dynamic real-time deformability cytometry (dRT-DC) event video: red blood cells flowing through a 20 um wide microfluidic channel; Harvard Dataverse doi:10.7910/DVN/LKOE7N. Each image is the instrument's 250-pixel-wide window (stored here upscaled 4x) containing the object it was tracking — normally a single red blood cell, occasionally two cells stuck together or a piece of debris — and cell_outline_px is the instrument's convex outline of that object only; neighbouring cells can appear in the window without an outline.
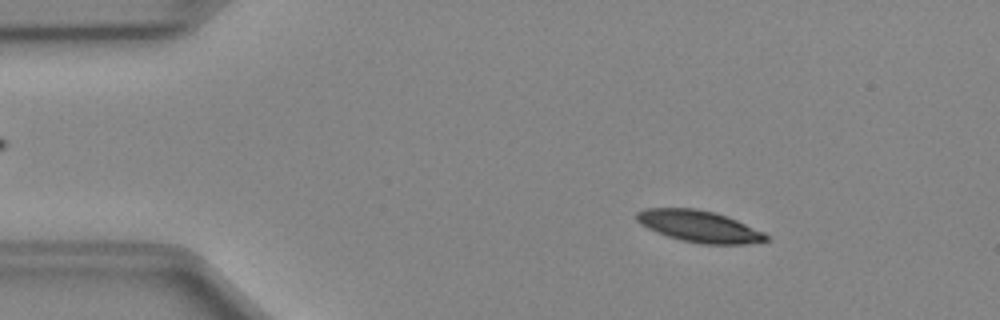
{"species": "Egyptian fruit bat (a non-hibernating species)", "species_latin": "Rousettus aegyptiacus", "temperature_condition": "cold", "stored_images_in_passage": 50, "camera_frame_rate_fps": 3000, "um_per_image_px": 0.085, "animal": {"sex": "female"}, "frame": {"image": 1, "passage_image": 7, "time_ms": 2.0, "image_size_px": [1000, 320], "cell_outline_px": [[772, 236], [768, 240], [744, 244], [700, 244], [680, 240], [656, 232], [640, 224], [636, 220], [636, 212], [644, 208], [696, 208], [716, 212], [736, 220], [764, 232]], "centroid_in_image_um": [59.42, 19.23], "position_along_channel_um": 25.6, "area_um2": 23.99}}
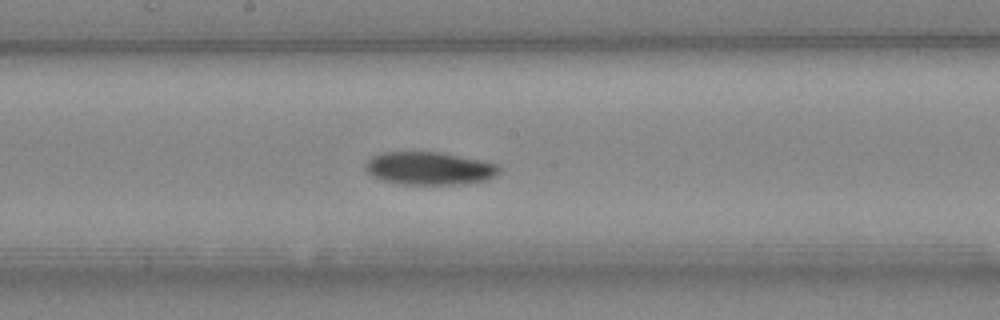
{"frame": {"image": 2, "passage_image": 26, "time_ms": 8.333, "image_size_px": [1000, 320], "cell_outline_px": [[500, 172], [496, 176], [488, 180], [468, 184], [404, 184], [380, 180], [372, 176], [364, 168], [364, 164], [372, 156], [384, 152], [440, 152], [500, 164]], "centroid_in_image_um": [36.52, 14.32], "position_along_channel_um": 211.7, "area_um2": 25.89}}
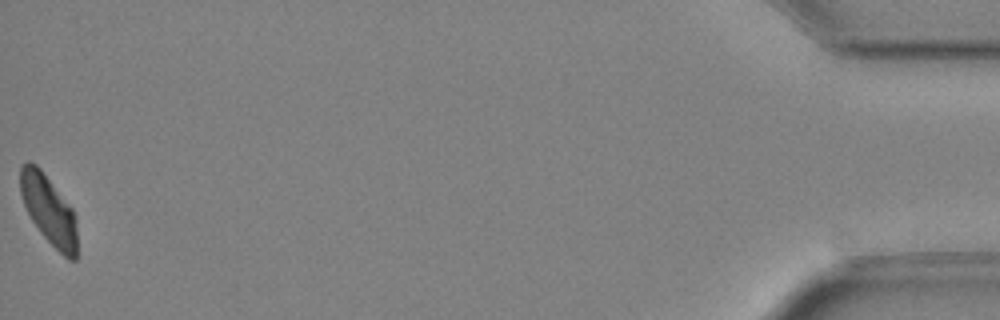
{"frame": {"image": 3, "passage_image": 50, "time_ms": 16.333, "image_size_px": [1000, 320], "cell_outline_px": [[76, 260], [68, 260], [40, 232], [32, 220], [24, 204], [20, 192], [20, 168], [28, 160], [36, 164], [40, 168], [72, 208], [76, 216]], "centroid_in_image_um": [4.14, 17.82], "position_along_channel_um": 431.1, "area_um2": 22.6}, "authors_computed_cell_mechanics": {"area_um2": 24.7095, "velocity_mm_per_s": 3.9757, "shape_relaxation_time_tau1_ms": 2.9667, "shape_relaxation_time_tau2_ms": null, "deformation_change_tau1": 0.1156, "deformation_change_tau2": null}}